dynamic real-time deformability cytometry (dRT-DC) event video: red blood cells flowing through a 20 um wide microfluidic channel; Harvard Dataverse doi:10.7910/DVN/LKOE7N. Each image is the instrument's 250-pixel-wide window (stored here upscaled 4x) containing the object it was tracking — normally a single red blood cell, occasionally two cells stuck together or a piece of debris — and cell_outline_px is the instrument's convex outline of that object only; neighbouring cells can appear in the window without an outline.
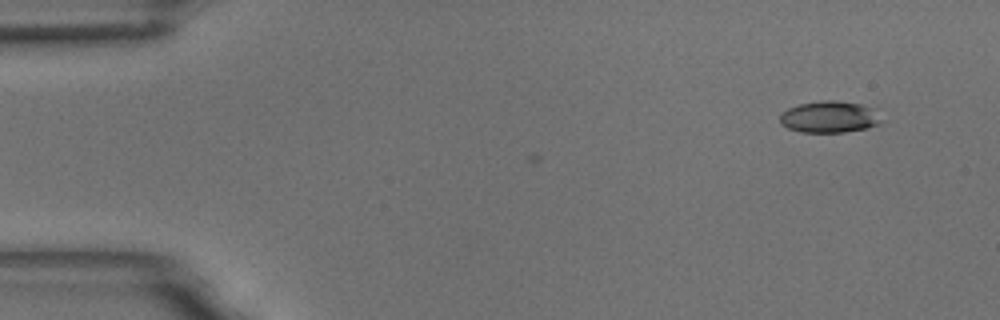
{"species": "common noctule bat (a hibernating species)", "species_latin": "Nyctalus noctula", "temperature_condition": "room temperature", "stored_images_in_passage": 2, "camera_frame_rate_fps": 3000, "um_per_image_px": 0.085, "animal": {"sex": "male", "body_mass_g": 18.8}, "frame": {"image": 1, "passage_image": 2, "time_ms": 0.333, "image_size_px": [1000, 320], "cell_outline_px": [[880, 124], [868, 128], [844, 132], [800, 132], [788, 128], [780, 124], [780, 116], [788, 108], [800, 104], [820, 100], [836, 100], [860, 104], [876, 108], [880, 120]], "centroid_in_image_um": [70.52, 9.93], "position_along_channel_um": 14.5, "area_um2": 18.79}}